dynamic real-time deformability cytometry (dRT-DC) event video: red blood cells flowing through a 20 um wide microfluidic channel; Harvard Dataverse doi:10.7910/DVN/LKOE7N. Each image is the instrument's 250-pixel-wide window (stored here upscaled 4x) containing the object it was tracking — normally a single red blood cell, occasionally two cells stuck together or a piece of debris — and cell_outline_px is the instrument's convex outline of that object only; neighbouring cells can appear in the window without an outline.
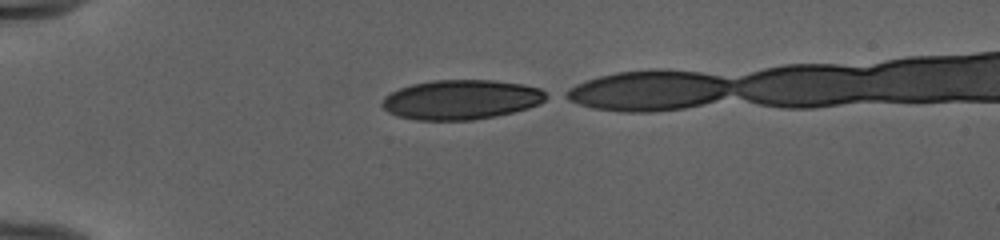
{"species": "human", "species_latin": "Homo sapiens", "temperature_condition": "cold", "stored_images_in_passage": 33, "camera_frame_rate_fps": 3000, "um_per_image_px": 0.085, "donor": {"sex": "female"}, "frame": {"image": 1, "passage_image": 1, "time_ms": 0.0, "image_size_px": [1000, 240], "cell_outline_px": [[552, 96], [540, 104], [528, 108], [496, 116], [472, 120], [416, 120], [396, 116], [388, 112], [380, 104], [380, 100], [384, 96], [400, 88], [412, 84], [432, 80], [492, 80], [520, 84], [540, 88], [548, 92]], "centroid_in_image_um": [39.21, 8.47], "position_along_channel_um": 45.8, "area_um2": 38.26}}
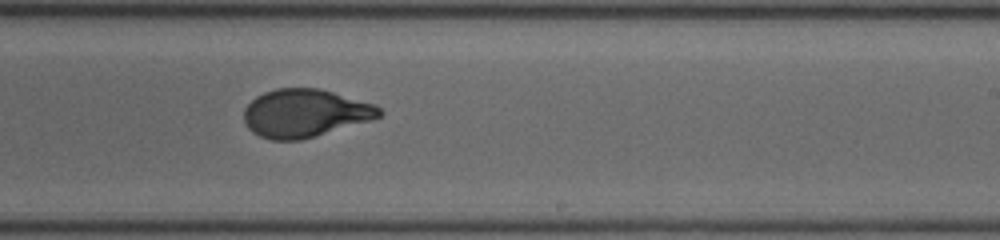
{"frame": {"image": 2, "passage_image": 20, "time_ms": 6.333, "image_size_px": [1000, 240], "cell_outline_px": [[384, 112], [380, 116], [368, 120], [300, 140], [272, 140], [260, 136], [252, 132], [244, 124], [244, 108], [256, 96], [264, 92], [276, 88], [320, 88], [376, 104]], "centroid_in_image_um": [25.89, 9.6], "position_along_channel_um": 263.1, "area_um2": 37.69}}
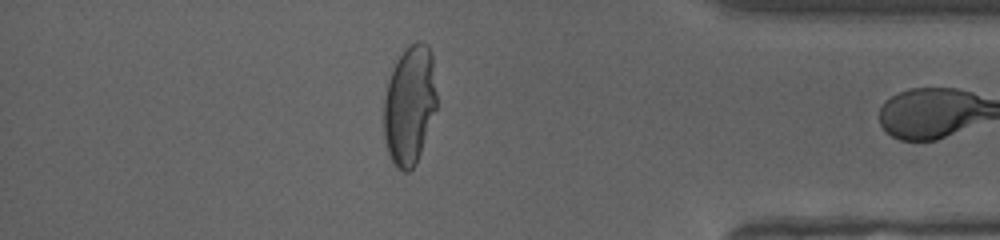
{"frame": {"image": 3, "passage_image": 32, "time_ms": 10.333, "image_size_px": [1000, 240], "cell_outline_px": [[436, 108], [416, 164], [408, 172], [404, 172], [396, 168], [388, 152], [384, 136], [384, 100], [388, 80], [392, 68], [400, 56], [416, 40], [420, 40], [428, 44], [432, 52], [436, 92]], "centroid_in_image_um": [34.81, 8.92], "position_along_channel_um": 400.4, "area_um2": 36.65}}